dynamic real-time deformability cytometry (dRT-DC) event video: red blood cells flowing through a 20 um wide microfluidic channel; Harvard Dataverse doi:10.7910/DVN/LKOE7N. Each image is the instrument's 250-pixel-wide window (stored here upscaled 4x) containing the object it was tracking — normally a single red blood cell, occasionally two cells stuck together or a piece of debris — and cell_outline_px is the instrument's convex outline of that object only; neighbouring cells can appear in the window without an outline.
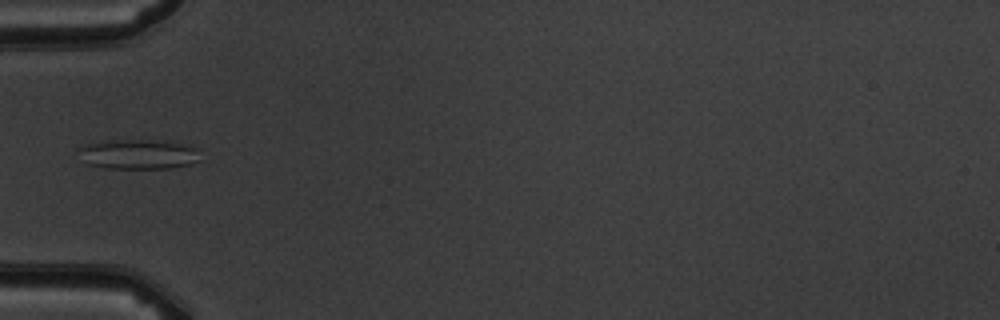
{"species": "common noctule bat (a hibernating species)", "species_latin": "Nyctalus noctula", "temperature_condition": "warm", "stored_images_in_passage": 7, "camera_frame_rate_fps": 3000, "um_per_image_px": 0.085, "animal": {"sex": "male", "body_mass_g": 19.5, "forearm_length_mm": 54.6}, "frame": {"image": 1, "passage_image": 6, "time_ms": 5.667, "image_size_px": [1000, 320], "cell_outline_px": [[200, 160], [188, 164], [172, 168], [108, 168], [88, 164], [76, 148], [84, 144], [112, 140], [164, 140], [192, 144], [196, 148]], "centroid_in_image_um": [11.8, 13.09], "position_along_channel_um": 73.2, "area_um2": 21.27}}
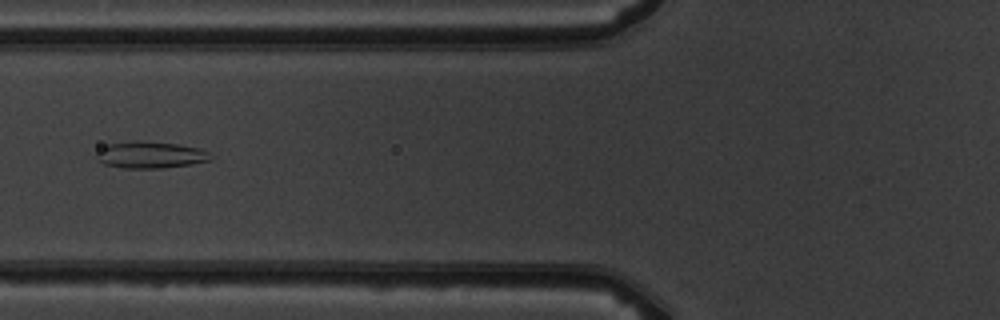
{"frame": {"image": 2, "passage_image": 7, "time_ms": 6.667, "image_size_px": [1000, 320], "cell_outline_px": [[216, 156], [212, 160], [192, 164], [164, 168], [120, 168], [104, 164], [96, 156], [96, 152], [100, 148], [108, 144], [176, 144], [196, 148], [208, 152]], "centroid_in_image_um": [12.85, 13.23], "position_along_channel_um": 113.0, "area_um2": 16.88}}